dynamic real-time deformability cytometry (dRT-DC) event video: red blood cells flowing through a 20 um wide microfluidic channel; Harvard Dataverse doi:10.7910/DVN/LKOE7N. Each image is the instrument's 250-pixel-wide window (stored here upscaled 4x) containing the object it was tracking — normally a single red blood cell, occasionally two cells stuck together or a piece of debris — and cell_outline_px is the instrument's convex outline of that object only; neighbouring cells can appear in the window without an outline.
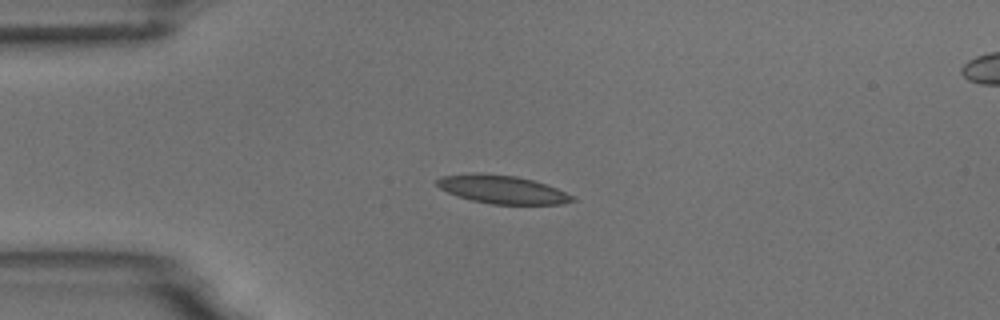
{"species": "common noctule bat (a hibernating species)", "species_latin": "Nyctalus noctula", "temperature_condition": "room temperature", "stored_images_in_passage": 9, "camera_frame_rate_fps": 3000, "um_per_image_px": 0.085, "animal": {"sex": "male", "body_mass_g": 18.8}, "frame": {"image": 1, "passage_image": 3, "time_ms": 2.0, "image_size_px": [1000, 320], "cell_outline_px": [[576, 200], [564, 204], [492, 204], [472, 200], [448, 192], [440, 188], [436, 184], [436, 180], [440, 176], [472, 172], [480, 172], [516, 176], [532, 180], [556, 188], [576, 196]], "centroid_in_image_um": [42.69, 16.09], "position_along_channel_um": 42.3, "area_um2": 22.37}}
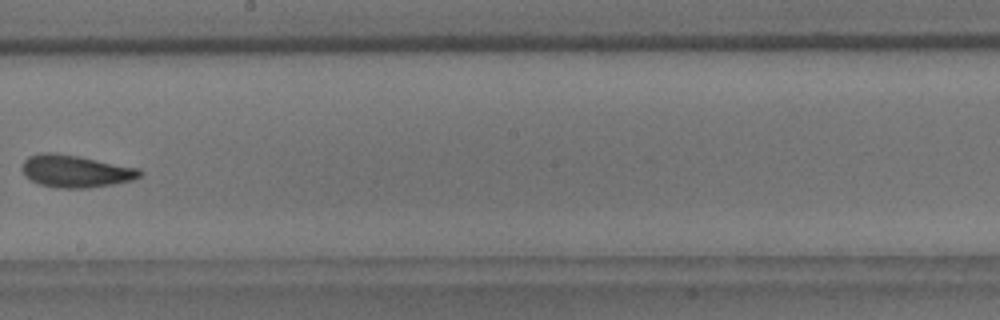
{"frame": {"image": 2, "passage_image": 8, "time_ms": 8.0, "image_size_px": [1000, 320], "cell_outline_px": [[144, 172], [140, 176], [132, 180], [112, 184], [88, 188], [56, 188], [40, 184], [24, 176], [24, 160], [28, 156], [40, 152], [52, 152], [80, 156], [140, 168]], "centroid_in_image_um": [6.45, 14.54], "position_along_channel_um": 241.8, "area_um2": 22.25}}
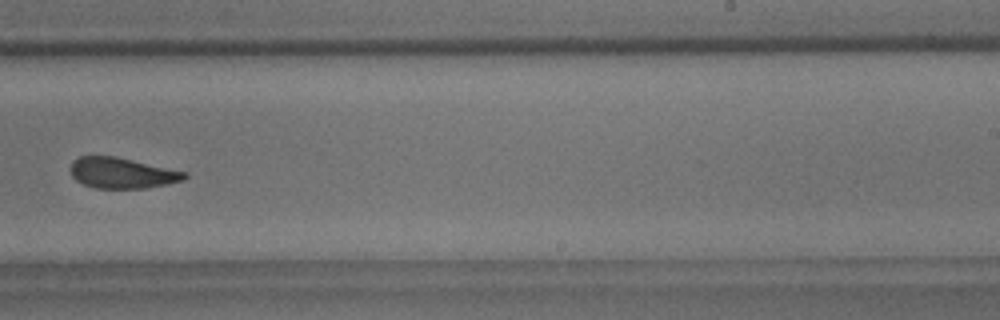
{"frame": {"image": 3, "passage_image": 9, "time_ms": 9.0, "image_size_px": [1000, 320], "cell_outline_px": [[188, 176], [184, 180], [168, 184], [144, 188], [96, 188], [84, 184], [76, 180], [72, 176], [68, 168], [72, 160], [80, 156], [116, 156], [188, 172]], "centroid_in_image_um": [10.36, 14.69], "position_along_channel_um": 278.6, "area_um2": 20.63}}